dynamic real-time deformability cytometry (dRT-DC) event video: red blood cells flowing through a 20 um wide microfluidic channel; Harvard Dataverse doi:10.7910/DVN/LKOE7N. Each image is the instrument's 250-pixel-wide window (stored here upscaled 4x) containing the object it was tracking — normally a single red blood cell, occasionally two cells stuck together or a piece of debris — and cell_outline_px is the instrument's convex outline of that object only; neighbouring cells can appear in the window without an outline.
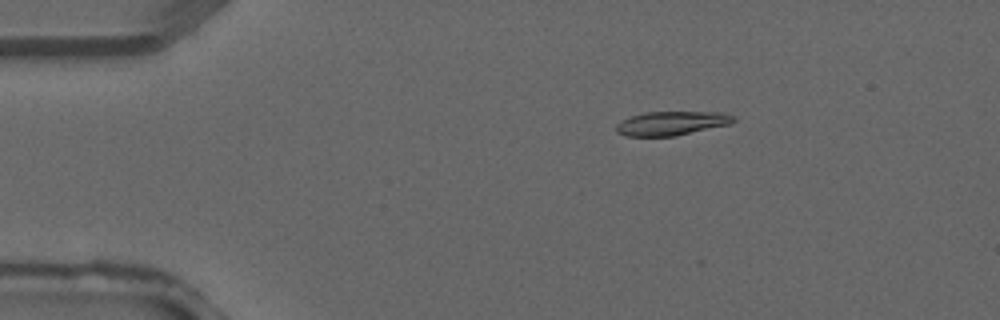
{"species": "common noctule bat (a hibernating species)", "species_latin": "Nyctalus noctula", "temperature_condition": "warm", "stored_images_in_passage": 3, "camera_frame_rate_fps": 3000, "um_per_image_px": 0.085, "animal": {"sex": "male", "forearm_length_mm": 52.5}, "frame": {"image": 1, "passage_image": 2, "time_ms": 0.333, "image_size_px": [1000, 320], "cell_outline_px": [[736, 120], [732, 124], [676, 136], [624, 136], [616, 132], [616, 124], [620, 120], [644, 112], [720, 112], [736, 116]], "centroid_in_image_um": [57.1, 10.48], "position_along_channel_um": 27.9, "area_um2": 16.65}}